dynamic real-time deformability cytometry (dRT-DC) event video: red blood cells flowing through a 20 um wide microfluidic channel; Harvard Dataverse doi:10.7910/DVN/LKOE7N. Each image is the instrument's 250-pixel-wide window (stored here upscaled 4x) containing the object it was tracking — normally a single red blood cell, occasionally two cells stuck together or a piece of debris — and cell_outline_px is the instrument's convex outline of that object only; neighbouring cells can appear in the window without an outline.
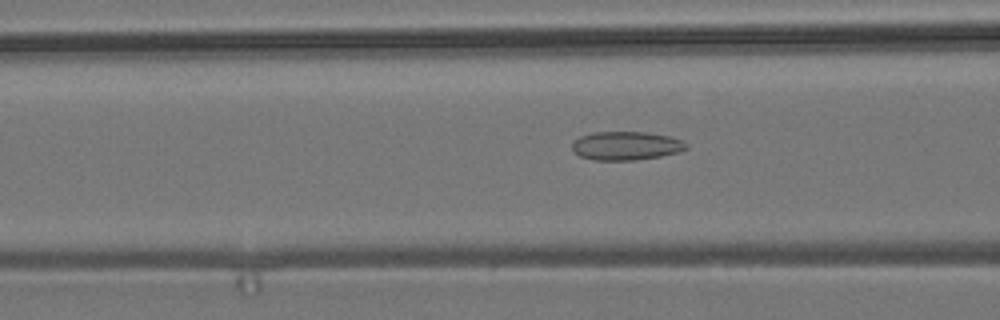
{"species": "common noctule bat (a hibernating species)", "species_latin": "Nyctalus noctula", "temperature_condition": "room temperature", "stored_images_in_passage": 55, "camera_frame_rate_fps": 3000, "um_per_image_px": 0.085, "animal": {"sex": "male", "body_mass_g": 19.2, "forearm_length_mm": 51.8}, "frame": {"image": 1, "passage_image": 21, "time_ms": 6.667, "image_size_px": [1000, 320], "cell_outline_px": [[688, 148], [680, 152], [660, 156], [636, 160], [592, 160], [580, 156], [572, 152], [572, 144], [580, 136], [592, 132], [648, 132], [672, 136], [684, 140], [688, 144]], "centroid_in_image_um": [53.25, 12.39], "position_along_channel_um": 113.3, "area_um2": 19.36}}
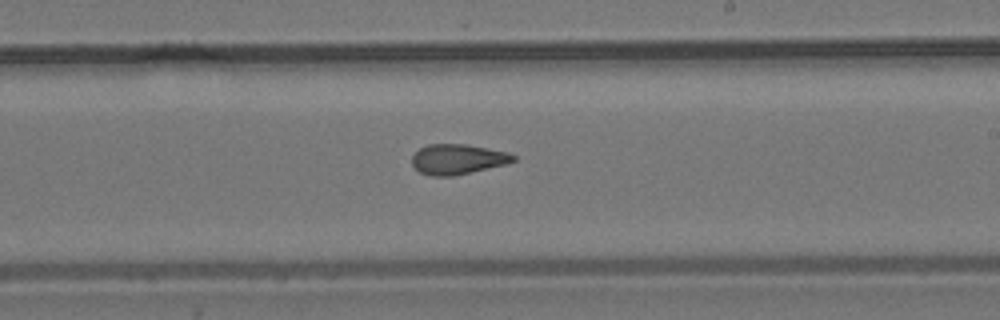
{"frame": {"image": 2, "passage_image": 32, "time_ms": 10.333, "image_size_px": [1000, 320], "cell_outline_px": [[516, 160], [504, 164], [452, 176], [432, 176], [420, 172], [412, 164], [412, 156], [420, 148], [428, 144], [468, 144], [508, 152], [516, 156]], "centroid_in_image_um": [38.89, 13.52], "position_along_channel_um": 250.1, "area_um2": 17.63}}
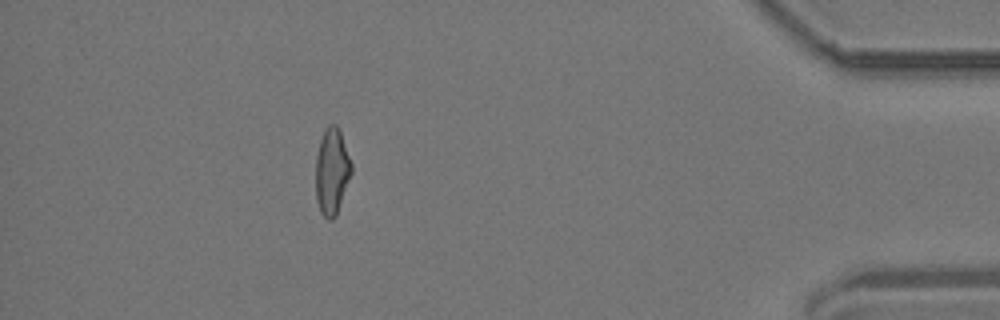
{"frame": {"image": 3, "passage_image": 49, "time_ms": 16.0, "image_size_px": [1000, 320], "cell_outline_px": [[352, 172], [336, 216], [332, 220], [328, 220], [320, 212], [316, 200], [316, 156], [320, 140], [328, 124], [336, 124], [340, 132], [352, 164]], "centroid_in_image_um": [28.2, 14.6], "position_along_channel_um": 407.0, "area_um2": 17.92}, "authors_computed_cell_mechanics": {"area_um2": 18.496, "velocity_mm_per_s": 3.7296, "shape_relaxation_time_tau1_ms": null, "shape_relaxation_time_tau2_ms": 3.3023, "deformation_change_tau1": null, "deformation_change_tau2": 0.1213}}